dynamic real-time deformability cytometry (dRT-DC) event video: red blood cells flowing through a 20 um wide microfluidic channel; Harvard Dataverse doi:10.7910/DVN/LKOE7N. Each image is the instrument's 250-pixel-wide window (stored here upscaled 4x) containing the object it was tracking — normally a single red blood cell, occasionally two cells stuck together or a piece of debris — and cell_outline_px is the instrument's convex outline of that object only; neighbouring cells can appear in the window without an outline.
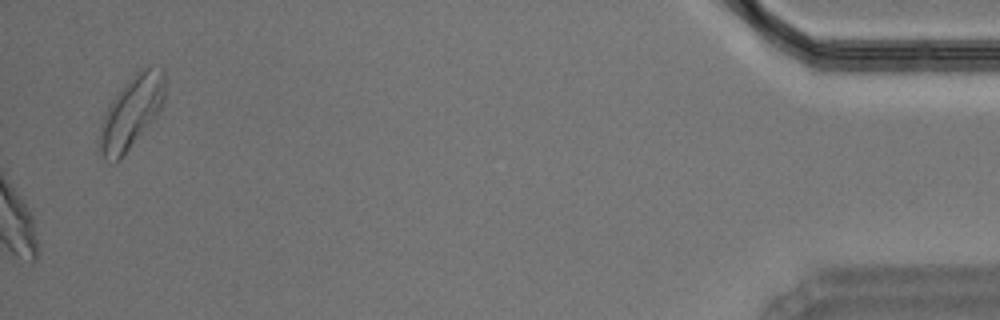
{"species": "Egyptian fruit bat (a non-hibernating species)", "species_latin": "Rousettus aegyptiacus", "temperature_condition": "warm", "stored_images_in_passage": 47, "camera_frame_rate_fps": 3000, "um_per_image_px": 0.085, "animal": {"sex": "male"}, "frame": {"image": 1, "passage_image": 47, "time_ms": 15.333, "image_size_px": [1000, 320], "cell_outline_px": [[164, 100], [160, 108], [128, 148], [112, 164], [104, 160], [96, 152], [96, 140], [100, 124], [108, 104], [124, 84], [140, 68], [152, 64], [164, 68]], "centroid_in_image_um": [11.08, 9.52], "position_along_channel_um": 424.1, "area_um2": 27.51}, "authors_computed_cell_mechanics": {"area_um2": 20.7502, "velocity_mm_per_s": 3.5042, "shape_relaxation_time_tau1_ms": 5.1737, "shape_relaxation_time_tau2_ms": 2.6415, "deformation_change_tau1": 0.1447, "deformation_change_tau2": 0.066}}